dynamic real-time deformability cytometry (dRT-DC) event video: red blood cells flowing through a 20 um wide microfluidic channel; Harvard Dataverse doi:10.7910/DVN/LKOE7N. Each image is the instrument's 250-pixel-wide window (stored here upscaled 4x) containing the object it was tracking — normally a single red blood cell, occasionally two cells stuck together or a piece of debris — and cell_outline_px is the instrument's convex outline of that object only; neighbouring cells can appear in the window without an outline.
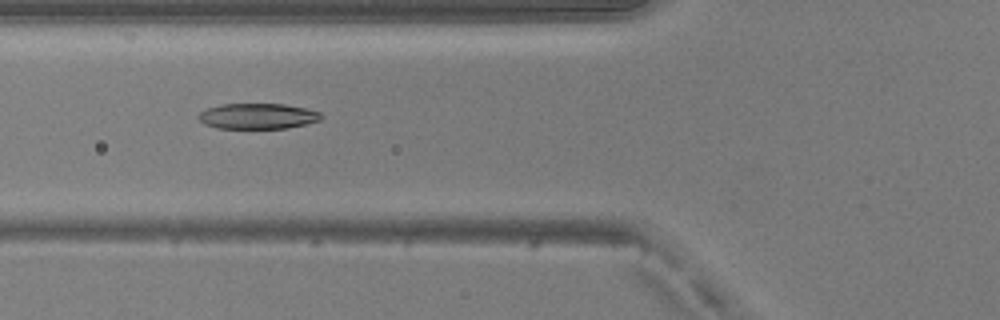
{"species": "common noctule bat (a hibernating species)", "species_latin": "Nyctalus noctula", "temperature_condition": "warm", "stored_images_in_passage": 49, "camera_frame_rate_fps": 3000, "um_per_image_px": 0.085, "animal": {"sex": "male", "body_mass_g": 20.5, "forearm_length_mm": 52.5}, "frame": {"image": 1, "passage_image": 19, "time_ms": 6.0, "image_size_px": [1000, 320], "cell_outline_px": [[324, 116], [320, 120], [288, 128], [216, 128], [204, 124], [196, 116], [200, 112], [208, 108], [220, 104], [284, 104], [304, 108], [320, 112]], "centroid_in_image_um": [21.89, 9.87], "position_along_channel_um": 103.9, "area_um2": 18.26}}
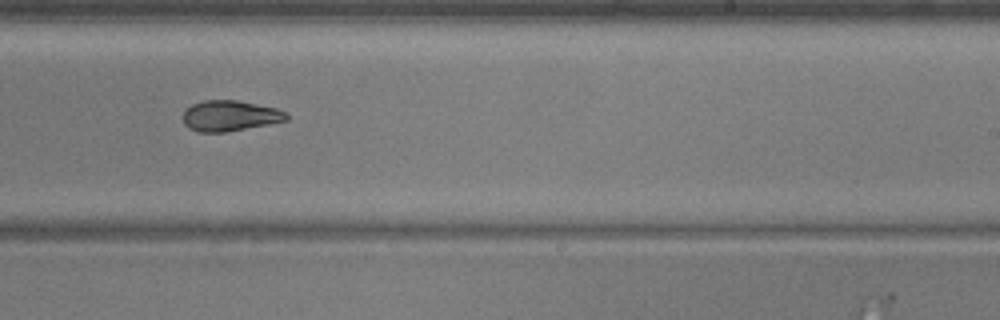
{"frame": {"image": 2, "passage_image": 31, "time_ms": 10.0, "image_size_px": [1000, 320], "cell_outline_px": [[288, 120], [268, 124], [224, 132], [196, 132], [188, 128], [184, 124], [184, 112], [192, 104], [204, 100], [236, 100], [276, 108], [284, 112], [288, 116]], "centroid_in_image_um": [19.52, 9.84], "position_along_channel_um": 269.5, "area_um2": 18.26}}
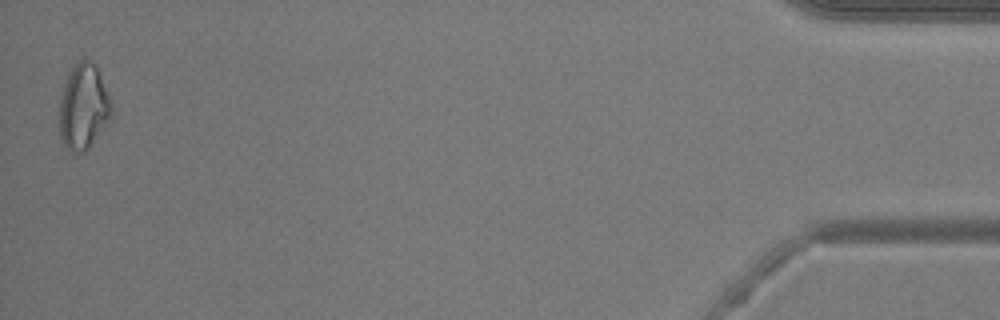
{"frame": {"image": 3, "passage_image": 49, "time_ms": 16.0, "image_size_px": [1000, 320], "cell_outline_px": [[112, 116], [108, 124], [88, 148], [84, 152], [76, 156], [68, 152], [60, 136], [60, 96], [64, 84], [72, 68], [80, 60], [88, 60], [96, 64], [112, 104]], "centroid_in_image_um": [7.1, 9.14], "position_along_channel_um": 428.1, "area_um2": 26.13}, "authors_computed_cell_mechanics": {"area_um2": 19.363, "velocity_mm_per_s": 4.134, "shape_relaxation_time_tau1_ms": 3.6716, "shape_relaxation_time_tau2_ms": 4.1103, "deformation_change_tau1": 0.1584, "deformation_change_tau2": 0.1311}}